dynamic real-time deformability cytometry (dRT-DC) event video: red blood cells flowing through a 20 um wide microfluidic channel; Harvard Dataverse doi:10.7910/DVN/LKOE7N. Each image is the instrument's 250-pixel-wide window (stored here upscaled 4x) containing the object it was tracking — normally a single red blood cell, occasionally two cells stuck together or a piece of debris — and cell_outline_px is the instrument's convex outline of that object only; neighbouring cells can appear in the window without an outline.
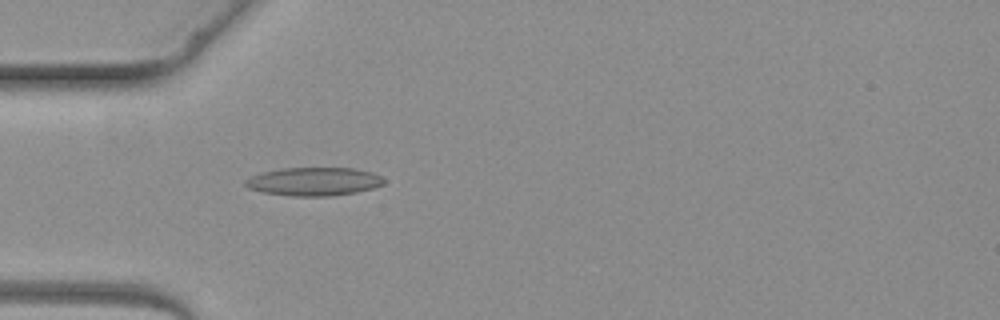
{"species": "common noctule bat (a hibernating species)", "species_latin": "Nyctalus noctula", "temperature_condition": "warm", "stored_images_in_passage": 4, "camera_frame_rate_fps": 3000, "um_per_image_px": 0.085, "animal": {"sex": "female", "body_mass_g": 19.3, "forearm_length_mm": 54.1}, "frame": {"image": 1, "passage_image": 4, "time_ms": 3.667, "image_size_px": [1000, 320], "cell_outline_px": [[384, 184], [372, 188], [356, 192], [332, 196], [292, 196], [264, 192], [248, 188], [244, 184], [244, 180], [252, 176], [264, 172], [280, 168], [352, 168], [372, 172], [380, 176], [384, 180]], "centroid_in_image_um": [26.68, 15.43], "position_along_channel_um": 58.3, "area_um2": 22.77}}